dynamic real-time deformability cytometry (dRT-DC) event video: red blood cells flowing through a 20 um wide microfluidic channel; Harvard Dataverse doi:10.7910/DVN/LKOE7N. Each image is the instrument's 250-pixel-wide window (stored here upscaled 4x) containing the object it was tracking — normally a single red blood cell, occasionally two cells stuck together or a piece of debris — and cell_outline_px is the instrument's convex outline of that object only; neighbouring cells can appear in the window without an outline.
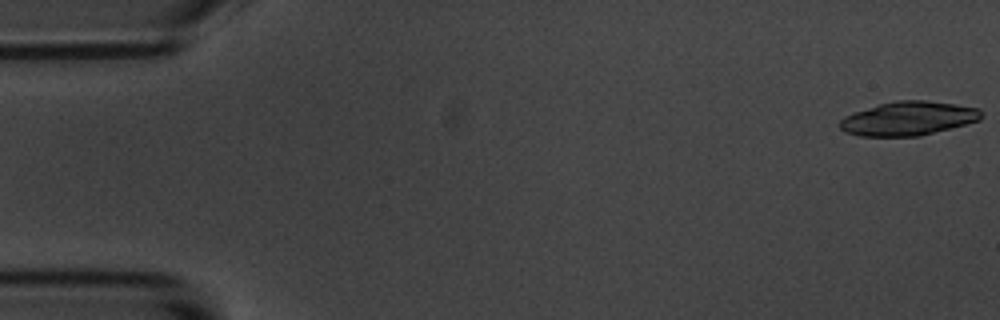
{"species": "common noctule bat (a hibernating species)", "species_latin": "Nyctalus noctula", "temperature_condition": "room temperature", "stored_images_in_passage": 17, "camera_frame_rate_fps": 3000, "um_per_image_px": 0.085, "animal": {"sex": "male", "body_mass_g": 20.1, "forearm_length_mm": 53.5}, "frame": {"image": 1, "passage_image": 1, "time_ms": 0.0, "image_size_px": [1000, 320], "cell_outline_px": [[984, 116], [980, 120], [920, 136], [860, 136], [844, 132], [836, 124], [844, 116], [880, 104], [896, 100], [924, 100], [956, 104], [980, 108]], "centroid_in_image_um": [77.21, 10.07], "position_along_channel_um": 7.8, "area_um2": 27.98}}